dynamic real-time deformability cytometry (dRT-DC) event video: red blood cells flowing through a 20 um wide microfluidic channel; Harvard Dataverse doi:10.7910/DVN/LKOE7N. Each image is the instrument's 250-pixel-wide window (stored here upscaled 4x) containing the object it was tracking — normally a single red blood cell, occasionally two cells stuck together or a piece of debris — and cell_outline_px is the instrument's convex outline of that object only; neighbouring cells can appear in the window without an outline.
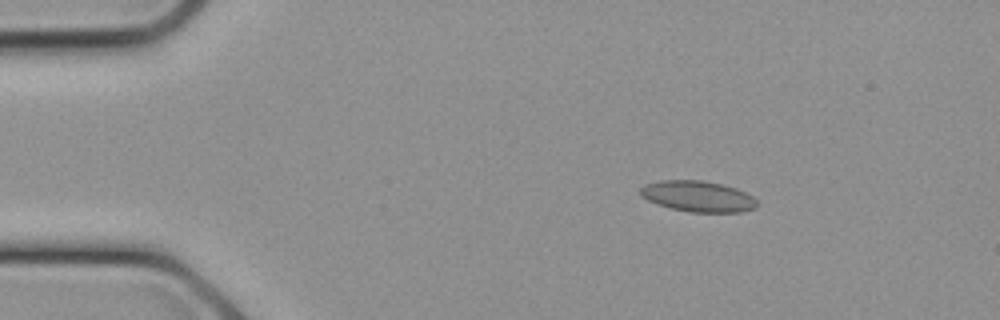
{"species": "common noctule bat (a hibernating species)", "species_latin": "Nyctalus noctula", "temperature_condition": "cold", "stored_images_in_passage": 8, "camera_frame_rate_fps": 3000, "um_per_image_px": 0.085, "animal": {"sex": "female", "body_mass_g": 21.9}, "frame": {"image": 1, "passage_image": 3, "time_ms": 0.667, "image_size_px": [1000, 320], "cell_outline_px": [[756, 208], [744, 212], [688, 212], [656, 204], [640, 196], [640, 188], [644, 184], [660, 180], [704, 180], [724, 184], [736, 188], [752, 196], [756, 200]], "centroid_in_image_um": [59.31, 16.68], "position_along_channel_um": 25.7, "area_um2": 21.21}}
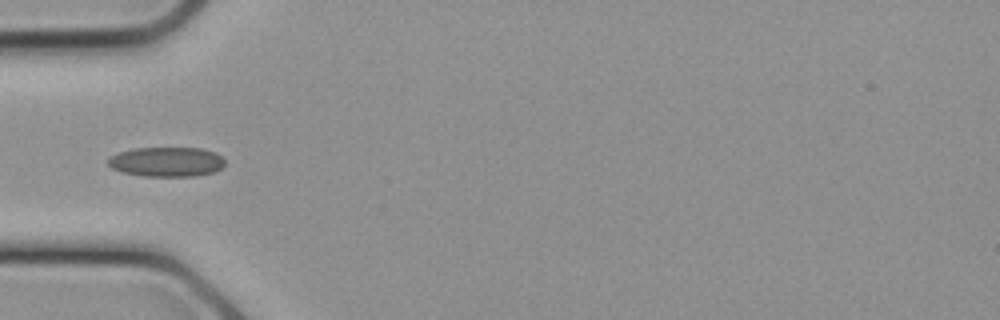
{"frame": {"image": 2, "passage_image": 7, "time_ms": 2.0, "image_size_px": [1000, 320], "cell_outline_px": [[224, 164], [220, 168], [212, 172], [196, 176], [144, 176], [124, 172], [112, 168], [108, 164], [108, 156], [116, 152], [136, 148], [200, 148], [212, 152], [220, 156], [224, 160]], "centroid_in_image_um": [14.11, 13.75], "position_along_channel_um": 70.9, "area_um2": 20.06}}